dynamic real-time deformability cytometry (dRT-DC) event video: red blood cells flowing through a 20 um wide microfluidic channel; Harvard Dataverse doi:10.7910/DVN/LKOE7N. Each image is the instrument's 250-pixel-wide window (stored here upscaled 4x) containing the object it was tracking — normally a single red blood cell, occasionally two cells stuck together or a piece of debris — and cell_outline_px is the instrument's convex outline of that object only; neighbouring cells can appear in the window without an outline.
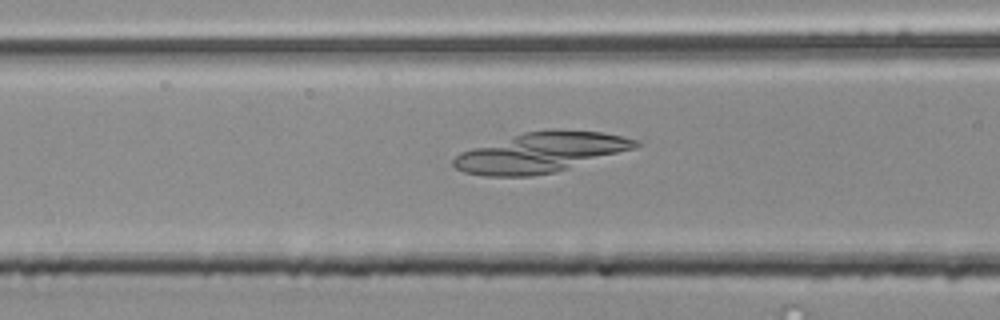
{"species": "common noctule bat (a hibernating species)", "species_latin": "Nyctalus noctula", "temperature_condition": "room temperature", "stored_images_in_passage": 55, "camera_frame_rate_fps": 3000, "um_per_image_px": 0.085, "animal": {"sex": "male", "body_mass_g": 20.4}, "frame": {"image": 1, "passage_image": 23, "time_ms": 7.333, "image_size_px": [1000, 320], "cell_outline_px": [[640, 144], [636, 148], [556, 172], [532, 176], [484, 176], [464, 172], [456, 168], [452, 164], [452, 160], [460, 152], [472, 148], [524, 132], [604, 132], [640, 140]], "centroid_in_image_um": [45.95, 13.0], "position_along_channel_um": 120.6, "area_um2": 41.38}}
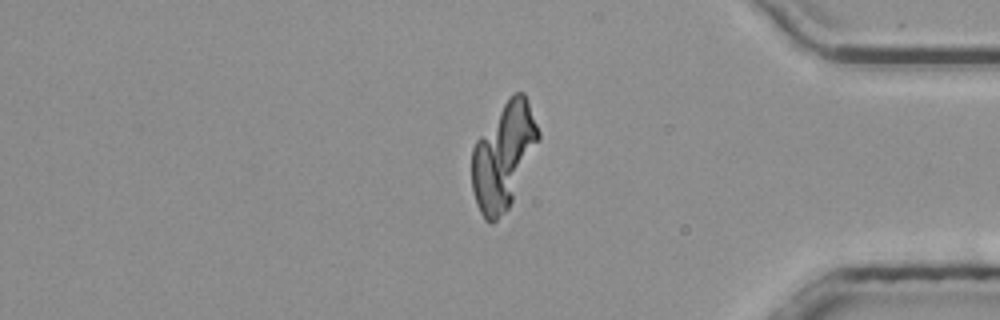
{"frame": {"image": 2, "passage_image": 46, "time_ms": 15.0, "image_size_px": [1000, 320], "cell_outline_px": [[540, 140], [512, 200], [508, 208], [492, 224], [488, 224], [484, 220], [476, 204], [472, 188], [472, 148], [476, 140], [512, 92], [524, 92], [528, 100], [540, 132]], "centroid_in_image_um": [42.8, 13.26], "position_along_channel_um": 392.4, "area_um2": 40.92}}
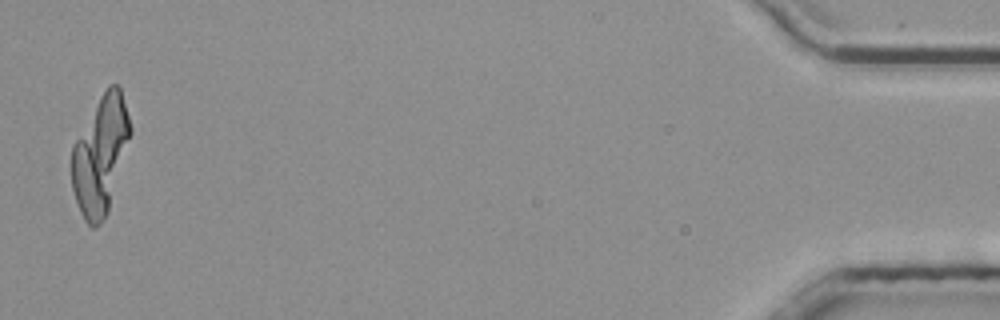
{"frame": {"image": 3, "passage_image": 54, "time_ms": 17.667, "image_size_px": [1000, 320], "cell_outline_px": [[132, 132], [108, 212], [100, 224], [96, 228], [92, 228], [84, 220], [80, 212], [72, 188], [72, 144], [100, 96], [108, 84], [116, 84], [120, 88], [132, 128]], "centroid_in_image_um": [8.53, 13.19], "position_along_channel_um": 426.7, "area_um2": 40.11}}